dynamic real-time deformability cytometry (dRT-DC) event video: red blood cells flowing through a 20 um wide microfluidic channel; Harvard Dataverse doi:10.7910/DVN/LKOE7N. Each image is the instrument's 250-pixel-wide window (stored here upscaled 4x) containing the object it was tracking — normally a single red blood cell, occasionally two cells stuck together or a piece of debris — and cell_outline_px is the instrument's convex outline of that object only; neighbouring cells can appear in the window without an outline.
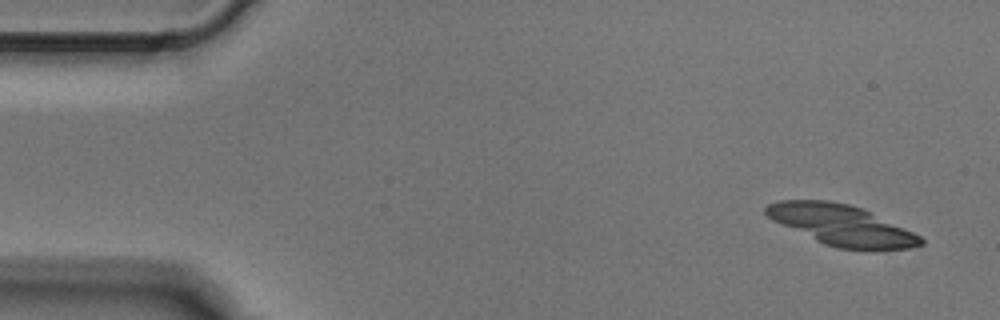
{"species": "Egyptian fruit bat (a non-hibernating species)", "species_latin": "Rousettus aegyptiacus", "temperature_condition": "cold", "stored_images_in_passage": 5, "segment_of_instrument_passage": [1, 2], "camera_frame_rate_fps": 3000, "um_per_image_px": 0.085, "animal": {"sex": "male"}, "frame": {"image": 1, "passage_image": 1, "time_ms": 0.0, "image_size_px": [1000, 320], "cell_outline_px": [[924, 244], [908, 248], [872, 252], [836, 248], [824, 244], [772, 220], [764, 212], [764, 208], [768, 204], [780, 200], [828, 200], [848, 204], [860, 208], [912, 232], [920, 236], [924, 240]], "centroid_in_image_um": [71.53, 19.17], "position_along_channel_um": 13.5, "area_um2": 36.53}}